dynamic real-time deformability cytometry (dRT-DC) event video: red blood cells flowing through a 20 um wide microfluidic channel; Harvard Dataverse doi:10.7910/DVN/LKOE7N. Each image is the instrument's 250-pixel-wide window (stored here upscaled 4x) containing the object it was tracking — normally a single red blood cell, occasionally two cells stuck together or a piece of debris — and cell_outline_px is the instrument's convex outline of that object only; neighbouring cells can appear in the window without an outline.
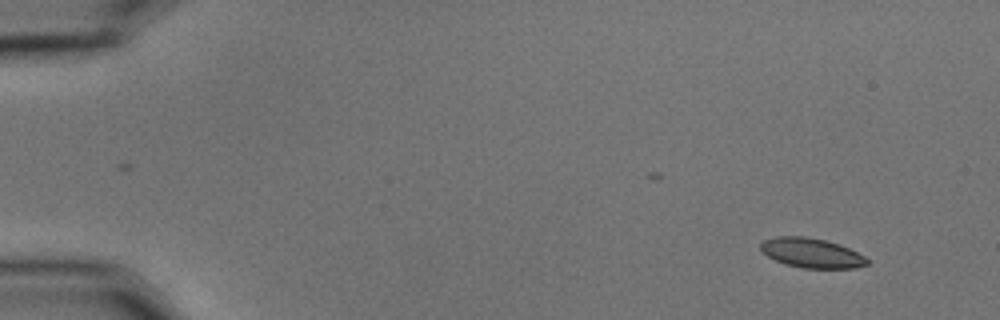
{"species": "common noctule bat (a hibernating species)", "species_latin": "Nyctalus noctula", "temperature_condition": "cold", "stored_images_in_passage": 53, "camera_frame_rate_fps": 3000, "um_per_image_px": 0.085, "animal": {"sex": "male", "body_mass_g": 15.6}, "frame": {"image": 1, "passage_image": 1, "time_ms": 0.0, "image_size_px": [1000, 320], "cell_outline_px": [[868, 264], [856, 268], [804, 268], [784, 264], [768, 256], [760, 248], [760, 244], [764, 240], [776, 236], [804, 236], [824, 240], [840, 244], [864, 256], [868, 260]], "centroid_in_image_um": [68.98, 21.5], "position_along_channel_um": 16.0, "area_um2": 18.26}}
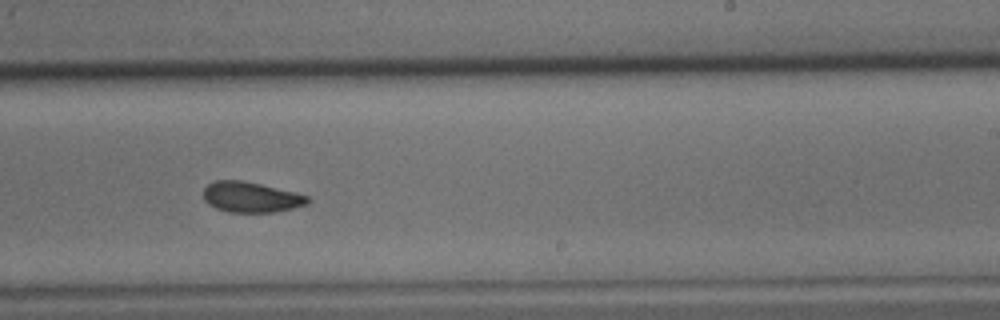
{"frame": {"image": 2, "passage_image": 32, "time_ms": 10.333, "image_size_px": [1000, 320], "cell_outline_px": [[308, 204], [292, 208], [272, 212], [228, 212], [216, 208], [208, 204], [204, 200], [204, 188], [208, 184], [216, 180], [244, 180], [308, 196]], "centroid_in_image_um": [21.28, 16.75], "position_along_channel_um": 267.7, "area_um2": 18.26}}
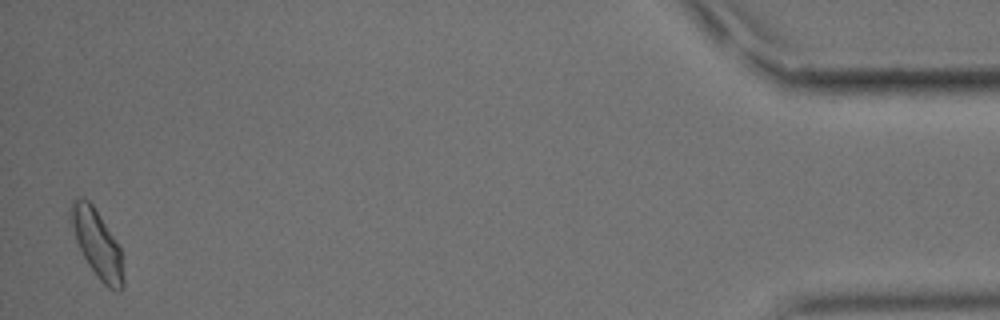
{"frame": {"image": 3, "passage_image": 52, "time_ms": 17.0, "image_size_px": [1000, 320], "cell_outline_px": [[124, 284], [120, 292], [116, 292], [108, 288], [96, 276], [88, 264], [76, 240], [68, 220], [68, 208], [72, 200], [76, 196], [88, 200], [92, 204], [120, 248], [124, 280]], "centroid_in_image_um": [8.21, 20.7], "position_along_channel_um": 427.0, "area_um2": 20.75}, "authors_computed_cell_mechanics": {"area_um2": 19.1318, "velocity_mm_per_s": 3.5853, "shape_relaxation_time_tau1_ms": 4.4322, "shape_relaxation_time_tau2_ms": 3.2025, "deformation_change_tau1": 0.0896, "deformation_change_tau2": 0.076}}